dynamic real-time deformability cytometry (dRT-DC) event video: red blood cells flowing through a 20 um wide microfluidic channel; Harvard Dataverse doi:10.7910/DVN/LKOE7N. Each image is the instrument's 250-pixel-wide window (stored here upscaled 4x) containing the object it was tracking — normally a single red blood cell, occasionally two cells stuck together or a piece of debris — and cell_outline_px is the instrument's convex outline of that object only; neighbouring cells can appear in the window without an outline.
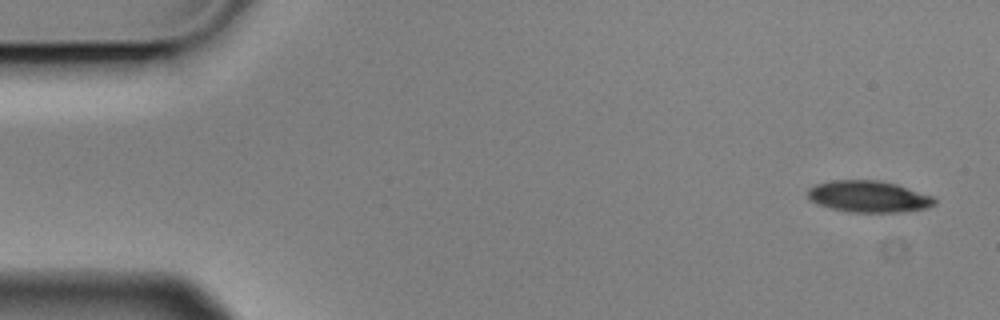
{"species": "Egyptian fruit bat (a non-hibernating species)", "species_latin": "Rousettus aegyptiacus", "temperature_condition": "cold", "stored_images_in_passage": 6, "camera_frame_rate_fps": 3000, "um_per_image_px": 0.085, "animal": {"sex": "male"}, "frame": {"image": 1, "passage_image": 1, "time_ms": 0.0, "image_size_px": [1000, 320], "cell_outline_px": [[936, 204], [924, 208], [900, 212], [848, 212], [816, 204], [808, 200], [808, 188], [816, 184], [832, 180], [880, 180], [896, 184], [932, 196], [936, 200]], "centroid_in_image_um": [73.79, 16.7], "position_along_channel_um": 11.2, "area_um2": 23.29}}
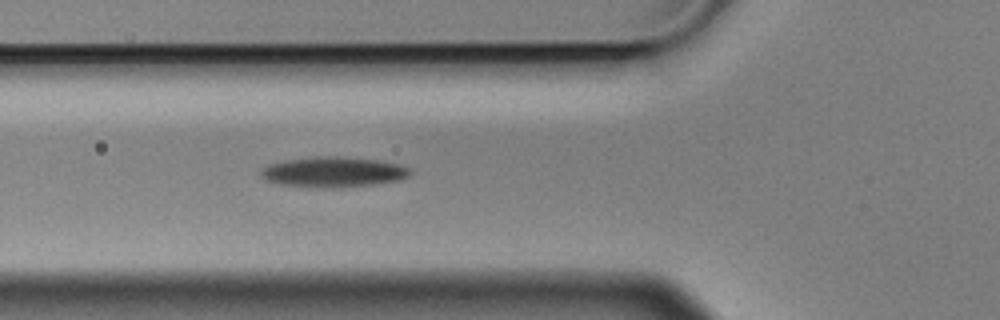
{"frame": {"image": 2, "passage_image": 6, "time_ms": 1.667, "image_size_px": [1000, 320], "cell_outline_px": [[412, 172], [408, 176], [400, 180], [372, 184], [332, 188], [280, 184], [264, 180], [260, 176], [260, 168], [268, 164], [284, 160], [316, 156], [336, 156], [380, 160], [400, 164], [412, 168]], "centroid_in_image_um": [28.32, 14.6], "position_along_channel_um": 97.5, "area_um2": 26.53}}